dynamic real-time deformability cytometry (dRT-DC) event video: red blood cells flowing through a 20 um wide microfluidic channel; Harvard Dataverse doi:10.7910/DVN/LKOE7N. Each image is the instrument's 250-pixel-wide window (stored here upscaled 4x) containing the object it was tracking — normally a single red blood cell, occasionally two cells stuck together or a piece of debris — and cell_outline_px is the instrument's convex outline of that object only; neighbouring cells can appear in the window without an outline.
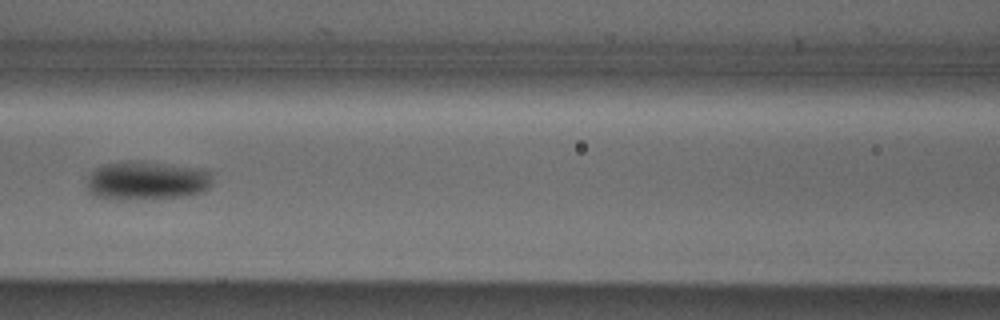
{"species": "Egyptian fruit bat (a non-hibernating species)", "species_latin": "Rousettus aegyptiacus", "temperature_condition": "cold", "stored_images_in_passage": 6, "camera_frame_rate_fps": 3000, "um_per_image_px": 0.085, "animal": {"sex": "male"}, "frame": {"image": 1, "passage_image": 5, "time_ms": 4.667, "image_size_px": [1000, 320], "cell_outline_px": [[212, 180], [208, 188], [204, 192], [184, 196], [124, 200], [112, 200], [96, 196], [88, 192], [88, 176], [96, 168], [104, 164], [128, 160], [140, 160], [212, 172]], "centroid_in_image_um": [12.42, 15.36], "position_along_channel_um": 154.2, "area_um2": 28.26}}
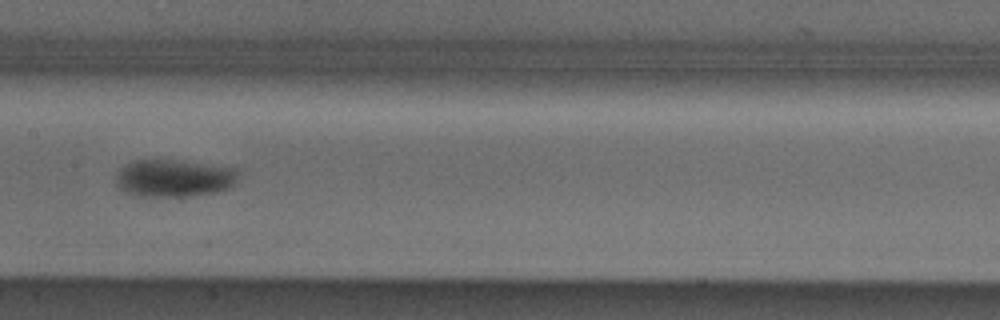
{"frame": {"image": 2, "passage_image": 6, "time_ms": 5.667, "image_size_px": [1000, 320], "cell_outline_px": [[236, 184], [228, 188], [216, 192], [192, 196], [136, 196], [120, 188], [116, 184], [116, 176], [120, 168], [136, 160], [172, 160], [236, 168]], "centroid_in_image_um": [14.78, 15.15], "position_along_channel_um": 192.6, "area_um2": 26.36}}